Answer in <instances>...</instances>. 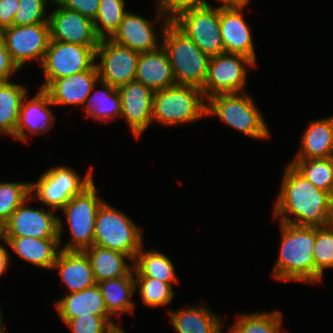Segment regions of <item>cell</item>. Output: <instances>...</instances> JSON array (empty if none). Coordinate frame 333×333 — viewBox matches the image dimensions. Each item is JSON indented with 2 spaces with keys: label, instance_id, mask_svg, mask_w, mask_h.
<instances>
[{
  "label": "cell",
  "instance_id": "obj_1",
  "mask_svg": "<svg viewBox=\"0 0 333 333\" xmlns=\"http://www.w3.org/2000/svg\"><path fill=\"white\" fill-rule=\"evenodd\" d=\"M284 171L273 218L297 226L333 223V196L306 180L289 163Z\"/></svg>",
  "mask_w": 333,
  "mask_h": 333
},
{
  "label": "cell",
  "instance_id": "obj_2",
  "mask_svg": "<svg viewBox=\"0 0 333 333\" xmlns=\"http://www.w3.org/2000/svg\"><path fill=\"white\" fill-rule=\"evenodd\" d=\"M281 246L272 273L278 281L315 284V227L280 223Z\"/></svg>",
  "mask_w": 333,
  "mask_h": 333
},
{
  "label": "cell",
  "instance_id": "obj_3",
  "mask_svg": "<svg viewBox=\"0 0 333 333\" xmlns=\"http://www.w3.org/2000/svg\"><path fill=\"white\" fill-rule=\"evenodd\" d=\"M216 116L221 122L257 140L271 135L264 116L246 92L218 94L206 100V117Z\"/></svg>",
  "mask_w": 333,
  "mask_h": 333
},
{
  "label": "cell",
  "instance_id": "obj_4",
  "mask_svg": "<svg viewBox=\"0 0 333 333\" xmlns=\"http://www.w3.org/2000/svg\"><path fill=\"white\" fill-rule=\"evenodd\" d=\"M162 47L168 54L175 83L202 88L210 57L172 22L163 32Z\"/></svg>",
  "mask_w": 333,
  "mask_h": 333
},
{
  "label": "cell",
  "instance_id": "obj_5",
  "mask_svg": "<svg viewBox=\"0 0 333 333\" xmlns=\"http://www.w3.org/2000/svg\"><path fill=\"white\" fill-rule=\"evenodd\" d=\"M205 102L201 88L193 85L175 84L154 91L152 122L168 127L194 123L205 118Z\"/></svg>",
  "mask_w": 333,
  "mask_h": 333
},
{
  "label": "cell",
  "instance_id": "obj_6",
  "mask_svg": "<svg viewBox=\"0 0 333 333\" xmlns=\"http://www.w3.org/2000/svg\"><path fill=\"white\" fill-rule=\"evenodd\" d=\"M142 232L123 211L104 201L97 212L93 245L127 254L134 260L144 245Z\"/></svg>",
  "mask_w": 333,
  "mask_h": 333
},
{
  "label": "cell",
  "instance_id": "obj_7",
  "mask_svg": "<svg viewBox=\"0 0 333 333\" xmlns=\"http://www.w3.org/2000/svg\"><path fill=\"white\" fill-rule=\"evenodd\" d=\"M93 167L90 166L85 176L67 166H55L42 173L36 182H30V196L36 198L44 207L61 210L75 195L80 194L93 181ZM34 193V194H33Z\"/></svg>",
  "mask_w": 333,
  "mask_h": 333
},
{
  "label": "cell",
  "instance_id": "obj_8",
  "mask_svg": "<svg viewBox=\"0 0 333 333\" xmlns=\"http://www.w3.org/2000/svg\"><path fill=\"white\" fill-rule=\"evenodd\" d=\"M94 181L80 194L72 197L61 209L70 228L71 239L65 251H84L93 245L94 226L97 212L104 202L98 195Z\"/></svg>",
  "mask_w": 333,
  "mask_h": 333
},
{
  "label": "cell",
  "instance_id": "obj_9",
  "mask_svg": "<svg viewBox=\"0 0 333 333\" xmlns=\"http://www.w3.org/2000/svg\"><path fill=\"white\" fill-rule=\"evenodd\" d=\"M171 22L210 58L225 53L220 28V5L180 12Z\"/></svg>",
  "mask_w": 333,
  "mask_h": 333
},
{
  "label": "cell",
  "instance_id": "obj_10",
  "mask_svg": "<svg viewBox=\"0 0 333 333\" xmlns=\"http://www.w3.org/2000/svg\"><path fill=\"white\" fill-rule=\"evenodd\" d=\"M97 47L50 40L41 62L45 80L39 89L44 90L53 80L92 69Z\"/></svg>",
  "mask_w": 333,
  "mask_h": 333
},
{
  "label": "cell",
  "instance_id": "obj_11",
  "mask_svg": "<svg viewBox=\"0 0 333 333\" xmlns=\"http://www.w3.org/2000/svg\"><path fill=\"white\" fill-rule=\"evenodd\" d=\"M251 59L244 55L222 53L210 58L206 81L201 88L204 98L218 94L246 92L247 68L254 67Z\"/></svg>",
  "mask_w": 333,
  "mask_h": 333
},
{
  "label": "cell",
  "instance_id": "obj_12",
  "mask_svg": "<svg viewBox=\"0 0 333 333\" xmlns=\"http://www.w3.org/2000/svg\"><path fill=\"white\" fill-rule=\"evenodd\" d=\"M29 197L10 216L0 229V237H35L38 239H59L61 243L63 223L55 210L34 209L27 205Z\"/></svg>",
  "mask_w": 333,
  "mask_h": 333
},
{
  "label": "cell",
  "instance_id": "obj_13",
  "mask_svg": "<svg viewBox=\"0 0 333 333\" xmlns=\"http://www.w3.org/2000/svg\"><path fill=\"white\" fill-rule=\"evenodd\" d=\"M139 53L115 43L110 38L101 39L96 49L95 63L100 82L119 88L135 81Z\"/></svg>",
  "mask_w": 333,
  "mask_h": 333
},
{
  "label": "cell",
  "instance_id": "obj_14",
  "mask_svg": "<svg viewBox=\"0 0 333 333\" xmlns=\"http://www.w3.org/2000/svg\"><path fill=\"white\" fill-rule=\"evenodd\" d=\"M13 62L22 69L33 60L41 64L50 42L49 23L26 26L12 25L1 32Z\"/></svg>",
  "mask_w": 333,
  "mask_h": 333
},
{
  "label": "cell",
  "instance_id": "obj_15",
  "mask_svg": "<svg viewBox=\"0 0 333 333\" xmlns=\"http://www.w3.org/2000/svg\"><path fill=\"white\" fill-rule=\"evenodd\" d=\"M157 9L155 21H163L160 37L154 30V21L143 18L141 15L128 11L120 23L118 30L110 38L117 44L130 48L137 53L151 52L162 46L163 32L171 22ZM161 38V39H160ZM159 39V40H158Z\"/></svg>",
  "mask_w": 333,
  "mask_h": 333
},
{
  "label": "cell",
  "instance_id": "obj_16",
  "mask_svg": "<svg viewBox=\"0 0 333 333\" xmlns=\"http://www.w3.org/2000/svg\"><path fill=\"white\" fill-rule=\"evenodd\" d=\"M53 3L57 7L48 15L50 40L86 46L99 45L101 39L95 32L93 20L65 9L55 0Z\"/></svg>",
  "mask_w": 333,
  "mask_h": 333
},
{
  "label": "cell",
  "instance_id": "obj_17",
  "mask_svg": "<svg viewBox=\"0 0 333 333\" xmlns=\"http://www.w3.org/2000/svg\"><path fill=\"white\" fill-rule=\"evenodd\" d=\"M121 98V118H125L136 139L152 125L154 91L137 81L117 88Z\"/></svg>",
  "mask_w": 333,
  "mask_h": 333
},
{
  "label": "cell",
  "instance_id": "obj_18",
  "mask_svg": "<svg viewBox=\"0 0 333 333\" xmlns=\"http://www.w3.org/2000/svg\"><path fill=\"white\" fill-rule=\"evenodd\" d=\"M246 5H220V28L225 53L240 54L256 64L251 29L243 18Z\"/></svg>",
  "mask_w": 333,
  "mask_h": 333
},
{
  "label": "cell",
  "instance_id": "obj_19",
  "mask_svg": "<svg viewBox=\"0 0 333 333\" xmlns=\"http://www.w3.org/2000/svg\"><path fill=\"white\" fill-rule=\"evenodd\" d=\"M50 106L55 105L43 89H39L31 99H28V95H26L21 105L13 139L27 144L29 141L26 131L36 136L49 132L55 125V116Z\"/></svg>",
  "mask_w": 333,
  "mask_h": 333
},
{
  "label": "cell",
  "instance_id": "obj_20",
  "mask_svg": "<svg viewBox=\"0 0 333 333\" xmlns=\"http://www.w3.org/2000/svg\"><path fill=\"white\" fill-rule=\"evenodd\" d=\"M100 83L97 66L84 72L53 80L44 91L56 105L83 106L94 86Z\"/></svg>",
  "mask_w": 333,
  "mask_h": 333
},
{
  "label": "cell",
  "instance_id": "obj_21",
  "mask_svg": "<svg viewBox=\"0 0 333 333\" xmlns=\"http://www.w3.org/2000/svg\"><path fill=\"white\" fill-rule=\"evenodd\" d=\"M55 302L60 319H72L79 316H102L111 326L112 317L108 314L98 284L78 292L67 293Z\"/></svg>",
  "mask_w": 333,
  "mask_h": 333
},
{
  "label": "cell",
  "instance_id": "obj_22",
  "mask_svg": "<svg viewBox=\"0 0 333 333\" xmlns=\"http://www.w3.org/2000/svg\"><path fill=\"white\" fill-rule=\"evenodd\" d=\"M52 270H59L68 293L82 291L96 284L90 260L84 251L61 249Z\"/></svg>",
  "mask_w": 333,
  "mask_h": 333
},
{
  "label": "cell",
  "instance_id": "obj_23",
  "mask_svg": "<svg viewBox=\"0 0 333 333\" xmlns=\"http://www.w3.org/2000/svg\"><path fill=\"white\" fill-rule=\"evenodd\" d=\"M135 81L153 91L176 84L168 54L162 46L157 50L139 54Z\"/></svg>",
  "mask_w": 333,
  "mask_h": 333
},
{
  "label": "cell",
  "instance_id": "obj_24",
  "mask_svg": "<svg viewBox=\"0 0 333 333\" xmlns=\"http://www.w3.org/2000/svg\"><path fill=\"white\" fill-rule=\"evenodd\" d=\"M1 238L21 259L44 270H52L61 251L59 239H38L35 237Z\"/></svg>",
  "mask_w": 333,
  "mask_h": 333
},
{
  "label": "cell",
  "instance_id": "obj_25",
  "mask_svg": "<svg viewBox=\"0 0 333 333\" xmlns=\"http://www.w3.org/2000/svg\"><path fill=\"white\" fill-rule=\"evenodd\" d=\"M300 142V150L293 159L333 157V115L310 120Z\"/></svg>",
  "mask_w": 333,
  "mask_h": 333
},
{
  "label": "cell",
  "instance_id": "obj_26",
  "mask_svg": "<svg viewBox=\"0 0 333 333\" xmlns=\"http://www.w3.org/2000/svg\"><path fill=\"white\" fill-rule=\"evenodd\" d=\"M168 315L177 333H224L221 331L225 325L222 316H217L203 304L169 310Z\"/></svg>",
  "mask_w": 333,
  "mask_h": 333
},
{
  "label": "cell",
  "instance_id": "obj_27",
  "mask_svg": "<svg viewBox=\"0 0 333 333\" xmlns=\"http://www.w3.org/2000/svg\"><path fill=\"white\" fill-rule=\"evenodd\" d=\"M88 256L94 280L97 283L128 276L133 271V259L124 253L92 245L84 250ZM126 259L128 261H126Z\"/></svg>",
  "mask_w": 333,
  "mask_h": 333
},
{
  "label": "cell",
  "instance_id": "obj_28",
  "mask_svg": "<svg viewBox=\"0 0 333 333\" xmlns=\"http://www.w3.org/2000/svg\"><path fill=\"white\" fill-rule=\"evenodd\" d=\"M133 271L125 277L108 279L98 284L106 310L111 317L120 316L124 313L133 314L135 302L133 295L135 294V281Z\"/></svg>",
  "mask_w": 333,
  "mask_h": 333
},
{
  "label": "cell",
  "instance_id": "obj_29",
  "mask_svg": "<svg viewBox=\"0 0 333 333\" xmlns=\"http://www.w3.org/2000/svg\"><path fill=\"white\" fill-rule=\"evenodd\" d=\"M143 247L133 260L134 277H151L172 286L179 283L171 259L156 249L144 250Z\"/></svg>",
  "mask_w": 333,
  "mask_h": 333
},
{
  "label": "cell",
  "instance_id": "obj_30",
  "mask_svg": "<svg viewBox=\"0 0 333 333\" xmlns=\"http://www.w3.org/2000/svg\"><path fill=\"white\" fill-rule=\"evenodd\" d=\"M100 85L103 88L95 90L96 84L90 95L86 98L82 108L87 112V116L91 117L95 122L103 121L107 123L111 120L115 121L116 117H121L120 94L117 88L109 84L101 82Z\"/></svg>",
  "mask_w": 333,
  "mask_h": 333
},
{
  "label": "cell",
  "instance_id": "obj_31",
  "mask_svg": "<svg viewBox=\"0 0 333 333\" xmlns=\"http://www.w3.org/2000/svg\"><path fill=\"white\" fill-rule=\"evenodd\" d=\"M27 94V88L21 84L0 82V136L15 134L21 105Z\"/></svg>",
  "mask_w": 333,
  "mask_h": 333
},
{
  "label": "cell",
  "instance_id": "obj_32",
  "mask_svg": "<svg viewBox=\"0 0 333 333\" xmlns=\"http://www.w3.org/2000/svg\"><path fill=\"white\" fill-rule=\"evenodd\" d=\"M282 323L283 316L279 310L242 313L237 316L228 333H281Z\"/></svg>",
  "mask_w": 333,
  "mask_h": 333
},
{
  "label": "cell",
  "instance_id": "obj_33",
  "mask_svg": "<svg viewBox=\"0 0 333 333\" xmlns=\"http://www.w3.org/2000/svg\"><path fill=\"white\" fill-rule=\"evenodd\" d=\"M289 164L306 180L333 196V157L293 159Z\"/></svg>",
  "mask_w": 333,
  "mask_h": 333
},
{
  "label": "cell",
  "instance_id": "obj_34",
  "mask_svg": "<svg viewBox=\"0 0 333 333\" xmlns=\"http://www.w3.org/2000/svg\"><path fill=\"white\" fill-rule=\"evenodd\" d=\"M125 0H100L94 28L100 39L111 38L128 12Z\"/></svg>",
  "mask_w": 333,
  "mask_h": 333
},
{
  "label": "cell",
  "instance_id": "obj_35",
  "mask_svg": "<svg viewBox=\"0 0 333 333\" xmlns=\"http://www.w3.org/2000/svg\"><path fill=\"white\" fill-rule=\"evenodd\" d=\"M315 284L323 279L325 269L333 268V223L315 227Z\"/></svg>",
  "mask_w": 333,
  "mask_h": 333
},
{
  "label": "cell",
  "instance_id": "obj_36",
  "mask_svg": "<svg viewBox=\"0 0 333 333\" xmlns=\"http://www.w3.org/2000/svg\"><path fill=\"white\" fill-rule=\"evenodd\" d=\"M135 290L144 305L155 308L166 306L174 299L173 286L151 277H136ZM138 288V289H137Z\"/></svg>",
  "mask_w": 333,
  "mask_h": 333
},
{
  "label": "cell",
  "instance_id": "obj_37",
  "mask_svg": "<svg viewBox=\"0 0 333 333\" xmlns=\"http://www.w3.org/2000/svg\"><path fill=\"white\" fill-rule=\"evenodd\" d=\"M30 196V182L0 181V229Z\"/></svg>",
  "mask_w": 333,
  "mask_h": 333
},
{
  "label": "cell",
  "instance_id": "obj_38",
  "mask_svg": "<svg viewBox=\"0 0 333 333\" xmlns=\"http://www.w3.org/2000/svg\"><path fill=\"white\" fill-rule=\"evenodd\" d=\"M52 2L53 0H19V8L14 15L13 25L26 26L49 23V17H45L46 6Z\"/></svg>",
  "mask_w": 333,
  "mask_h": 333
},
{
  "label": "cell",
  "instance_id": "obj_39",
  "mask_svg": "<svg viewBox=\"0 0 333 333\" xmlns=\"http://www.w3.org/2000/svg\"><path fill=\"white\" fill-rule=\"evenodd\" d=\"M73 333H106L111 325L102 317L91 315L61 319Z\"/></svg>",
  "mask_w": 333,
  "mask_h": 333
},
{
  "label": "cell",
  "instance_id": "obj_40",
  "mask_svg": "<svg viewBox=\"0 0 333 333\" xmlns=\"http://www.w3.org/2000/svg\"><path fill=\"white\" fill-rule=\"evenodd\" d=\"M157 8L164 16L172 20L180 12L209 5L207 0H156Z\"/></svg>",
  "mask_w": 333,
  "mask_h": 333
},
{
  "label": "cell",
  "instance_id": "obj_41",
  "mask_svg": "<svg viewBox=\"0 0 333 333\" xmlns=\"http://www.w3.org/2000/svg\"><path fill=\"white\" fill-rule=\"evenodd\" d=\"M60 6L65 9L75 11L81 15L95 20L97 17L100 0H55Z\"/></svg>",
  "mask_w": 333,
  "mask_h": 333
},
{
  "label": "cell",
  "instance_id": "obj_42",
  "mask_svg": "<svg viewBox=\"0 0 333 333\" xmlns=\"http://www.w3.org/2000/svg\"><path fill=\"white\" fill-rule=\"evenodd\" d=\"M6 48L5 40L0 33V82H8L13 74L19 71Z\"/></svg>",
  "mask_w": 333,
  "mask_h": 333
},
{
  "label": "cell",
  "instance_id": "obj_43",
  "mask_svg": "<svg viewBox=\"0 0 333 333\" xmlns=\"http://www.w3.org/2000/svg\"><path fill=\"white\" fill-rule=\"evenodd\" d=\"M18 8L19 0H0V32L13 25Z\"/></svg>",
  "mask_w": 333,
  "mask_h": 333
},
{
  "label": "cell",
  "instance_id": "obj_44",
  "mask_svg": "<svg viewBox=\"0 0 333 333\" xmlns=\"http://www.w3.org/2000/svg\"><path fill=\"white\" fill-rule=\"evenodd\" d=\"M2 238L0 237V241ZM9 251L2 244H0V276L7 272L9 268L10 256Z\"/></svg>",
  "mask_w": 333,
  "mask_h": 333
},
{
  "label": "cell",
  "instance_id": "obj_45",
  "mask_svg": "<svg viewBox=\"0 0 333 333\" xmlns=\"http://www.w3.org/2000/svg\"><path fill=\"white\" fill-rule=\"evenodd\" d=\"M221 6L248 5L250 0H217Z\"/></svg>",
  "mask_w": 333,
  "mask_h": 333
},
{
  "label": "cell",
  "instance_id": "obj_46",
  "mask_svg": "<svg viewBox=\"0 0 333 333\" xmlns=\"http://www.w3.org/2000/svg\"><path fill=\"white\" fill-rule=\"evenodd\" d=\"M106 333H126L118 324L112 325Z\"/></svg>",
  "mask_w": 333,
  "mask_h": 333
},
{
  "label": "cell",
  "instance_id": "obj_47",
  "mask_svg": "<svg viewBox=\"0 0 333 333\" xmlns=\"http://www.w3.org/2000/svg\"><path fill=\"white\" fill-rule=\"evenodd\" d=\"M2 309L0 308V333H5V331H3V329H4V327H3V325H4V320H3V318H2Z\"/></svg>",
  "mask_w": 333,
  "mask_h": 333
}]
</instances>
